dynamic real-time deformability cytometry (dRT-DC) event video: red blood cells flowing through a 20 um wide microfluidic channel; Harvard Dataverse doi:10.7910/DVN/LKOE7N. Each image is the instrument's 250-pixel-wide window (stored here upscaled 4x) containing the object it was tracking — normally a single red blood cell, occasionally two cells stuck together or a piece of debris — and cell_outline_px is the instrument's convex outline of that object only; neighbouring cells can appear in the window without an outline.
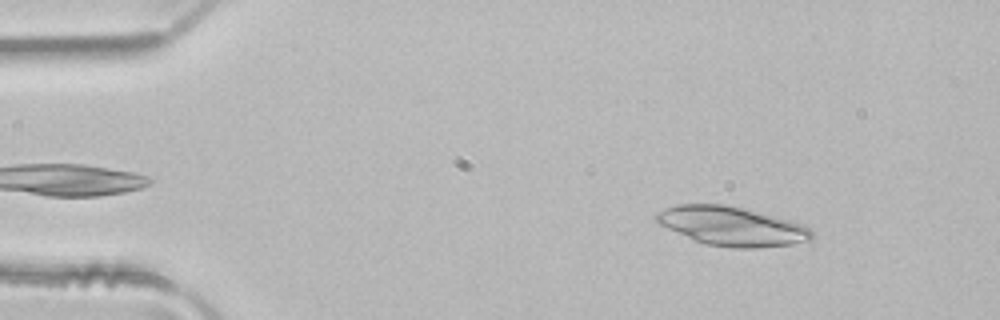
{"species": "common noctule bat (a hibernating species)", "species_latin": "Nyctalus noctula", "temperature_condition": "room temperature", "stored_images_in_passage": 2, "camera_frame_rate_fps": 3000, "um_per_image_px": 0.085, "animal": {"sex": "male", "body_mass_g": 21.5, "forearm_length_mm": 52.0}, "frame": {"image": 1, "passage_image": 1, "time_ms": 0.0, "image_size_px": [1000, 320], "cell_outline_px": [[812, 240], [792, 244], [756, 248], [728, 248], [708, 244], [692, 240], [660, 224], [656, 220], [656, 212], [676, 204], [724, 204], [744, 208], [804, 224], [812, 232]], "centroid_in_image_um": [62.2, 19.23], "position_along_channel_um": 22.8, "area_um2": 35.32}}